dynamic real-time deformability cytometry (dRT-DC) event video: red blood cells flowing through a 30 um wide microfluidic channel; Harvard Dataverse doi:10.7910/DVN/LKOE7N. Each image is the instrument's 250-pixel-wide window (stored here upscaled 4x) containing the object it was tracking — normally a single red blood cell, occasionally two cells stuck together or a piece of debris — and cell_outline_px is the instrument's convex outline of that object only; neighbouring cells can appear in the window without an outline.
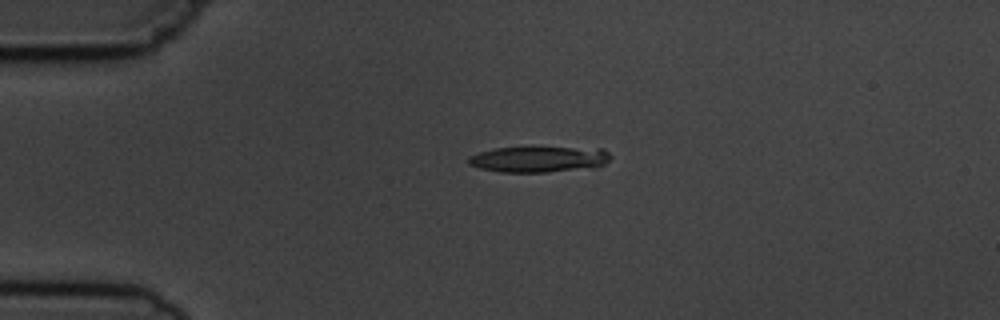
{"species": "common noctule bat (a hibernating species)", "species_latin": "Nyctalus noctula", "temperature_condition": "cold", "stored_images_in_passage": 8, "camera_frame_rate_fps": 3000, "um_per_image_px": 0.085, "animal": {"sex": "male", "body_mass_g": 19.5, "forearm_length_mm": 54.6}, "frame": {"image": 1, "passage_image": 4, "time_ms": 3.333, "image_size_px": [1000, 320], "cell_outline_px": [[612, 156], [604, 164], [596, 168], [548, 172], [500, 172], [480, 168], [468, 164], [468, 156], [480, 152], [496, 148], [604, 148]], "centroid_in_image_um": [45.84, 13.55], "position_along_channel_um": 39.2, "area_um2": 21.44}}